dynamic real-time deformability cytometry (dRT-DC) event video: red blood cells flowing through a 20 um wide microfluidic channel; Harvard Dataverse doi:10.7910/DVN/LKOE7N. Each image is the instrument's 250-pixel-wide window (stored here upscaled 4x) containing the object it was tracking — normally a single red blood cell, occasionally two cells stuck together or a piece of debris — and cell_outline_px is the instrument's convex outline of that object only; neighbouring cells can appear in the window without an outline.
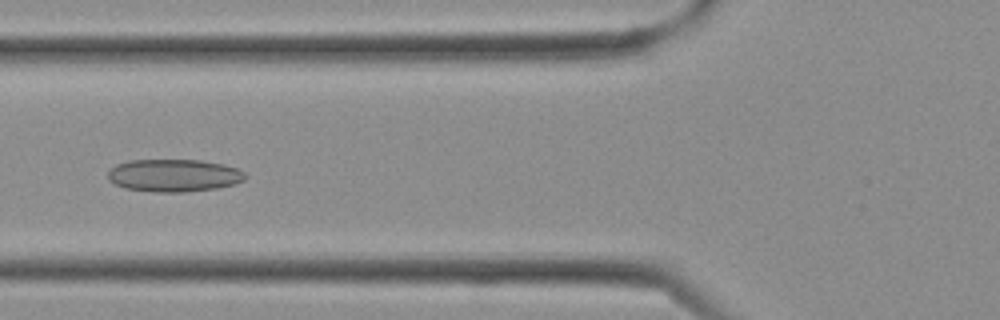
{"species": "Egyptian fruit bat (a non-hibernating species)", "species_latin": "Rousettus aegyptiacus", "temperature_condition": "cold", "stored_images_in_passage": 10, "camera_frame_rate_fps": 3000, "um_per_image_px": 0.085, "frame": {"image": 1, "passage_image": 5, "time_ms": 1.333, "image_size_px": [1000, 320], "cell_outline_px": [[248, 176], [244, 180], [232, 184], [216, 188], [184, 192], [152, 192], [124, 188], [108, 180], [108, 172], [116, 164], [128, 160], [200, 160], [224, 164], [236, 168], [244, 172]], "centroid_in_image_um": [14.77, 14.91], "position_along_channel_um": 111.0, "area_um2": 26.13}}
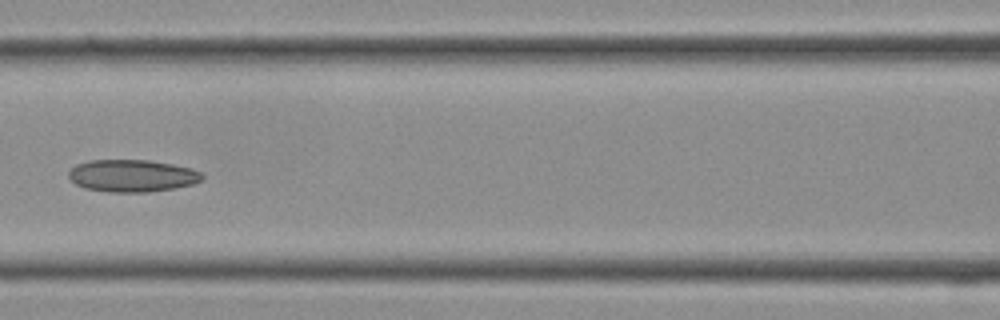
{"frame": {"image": 2, "passage_image": 7, "time_ms": 2.0, "image_size_px": [1000, 320], "cell_outline_px": [[204, 176], [200, 180], [192, 184], [176, 188], [148, 192], [108, 192], [84, 188], [76, 184], [68, 176], [68, 172], [76, 164], [88, 160], [148, 160], [172, 164], [192, 168], [200, 172]], "centroid_in_image_um": [11.22, 14.94], "position_along_channel_um": 155.4, "area_um2": 25.14}}
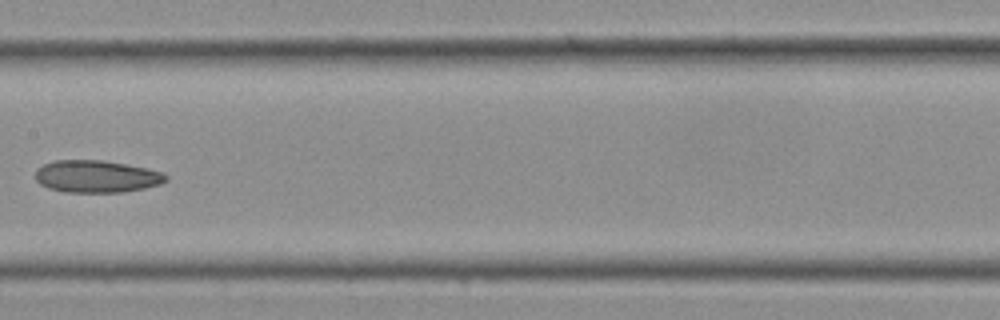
{"frame": {"image": 3, "passage_image": 9, "time_ms": 2.667, "image_size_px": [1000, 320], "cell_outline_px": [[168, 180], [160, 184], [144, 188], [124, 192], [64, 192], [48, 188], [40, 184], [36, 180], [36, 168], [44, 164], [56, 160], [104, 160], [148, 168], [164, 172], [168, 176]], "centroid_in_image_um": [8.23, 14.99], "position_along_channel_um": 199.2, "area_um2": 24.74}}